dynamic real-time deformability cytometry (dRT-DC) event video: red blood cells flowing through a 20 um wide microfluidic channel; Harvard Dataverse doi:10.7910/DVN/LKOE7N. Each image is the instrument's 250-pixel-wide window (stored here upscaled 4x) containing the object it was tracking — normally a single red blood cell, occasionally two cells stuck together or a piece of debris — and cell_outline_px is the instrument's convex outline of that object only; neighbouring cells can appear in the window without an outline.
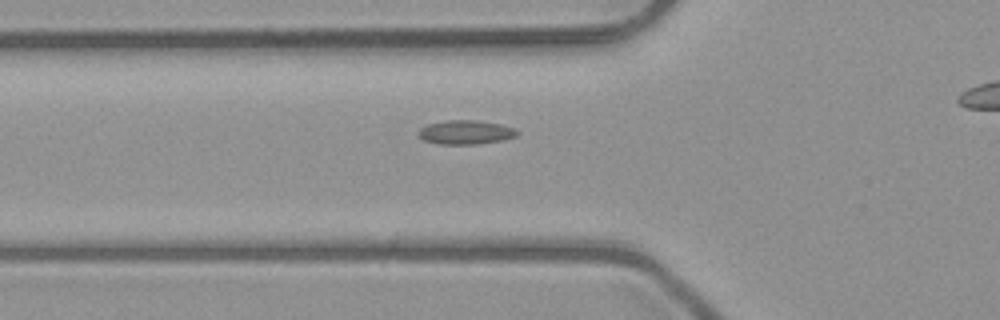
{"species": "common noctule bat (a hibernating species)", "species_latin": "Nyctalus noctula", "temperature_condition": "room temperature", "stored_images_in_passage": 31, "camera_frame_rate_fps": 3000, "um_per_image_px": 0.085, "animal": {"sex": "male", "body_mass_g": 23.1, "forearm_length_mm": 52.7}, "frame": {"image": 1, "passage_image": 4, "time_ms": 1.0, "image_size_px": [1000, 320], "cell_outline_px": [[520, 132], [516, 136], [500, 140], [480, 144], [436, 144], [424, 140], [420, 136], [420, 128], [428, 124], [448, 120], [476, 120], [500, 124], [516, 128]], "centroid_in_image_um": [39.62, 11.24], "position_along_channel_um": 86.2, "area_um2": 13.76}}
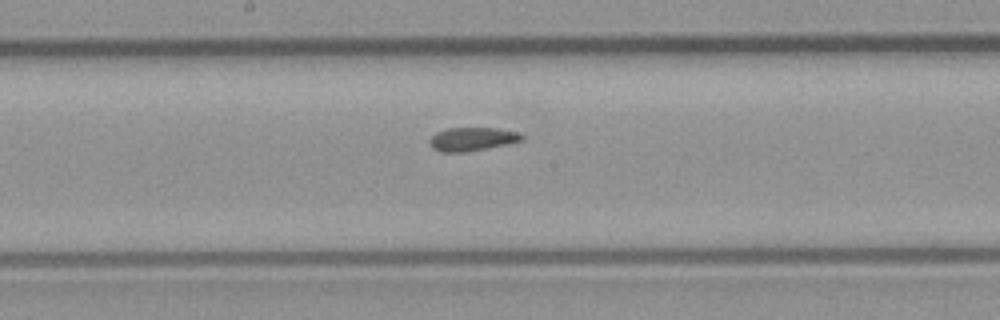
{"frame": {"image": 2, "passage_image": 13, "time_ms": 4.0, "image_size_px": [1000, 320], "cell_outline_px": [[524, 140], [508, 144], [464, 152], [440, 152], [432, 148], [428, 140], [436, 132], [448, 128], [496, 128], [520, 132], [524, 136]], "centroid_in_image_um": [40.15, 11.82], "position_along_channel_um": 208.1, "area_um2": 12.72}}
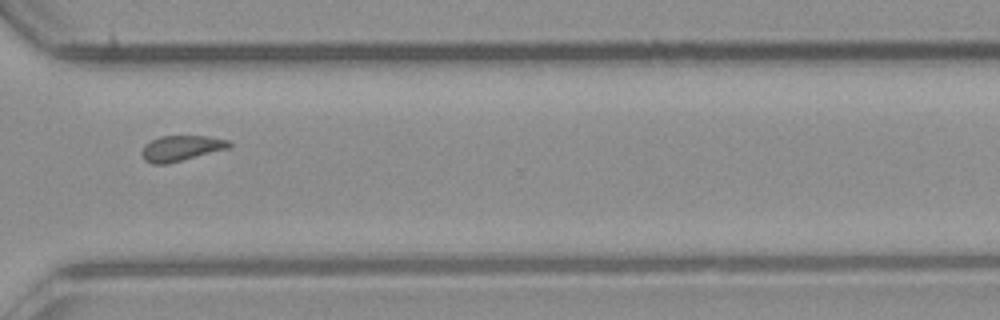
{"frame": {"image": 3, "passage_image": 24, "time_ms": 7.667, "image_size_px": [1000, 320], "cell_outline_px": [[232, 148], [168, 164], [152, 164], [144, 160], [140, 152], [144, 144], [160, 136], [208, 136], [228, 140], [232, 144]], "centroid_in_image_um": [15.41, 12.61], "position_along_channel_um": 355.2, "area_um2": 13.29}, "authors_computed_cell_mechanics": {"area_um2": 12.8894, "velocity_mm_per_s": 4.0213, "shape_relaxation_time_tau1_ms": null, "shape_relaxation_time_tau2_ms": 2.4283, "deformation_change_tau1": null, "deformation_change_tau2": 0.0901}}